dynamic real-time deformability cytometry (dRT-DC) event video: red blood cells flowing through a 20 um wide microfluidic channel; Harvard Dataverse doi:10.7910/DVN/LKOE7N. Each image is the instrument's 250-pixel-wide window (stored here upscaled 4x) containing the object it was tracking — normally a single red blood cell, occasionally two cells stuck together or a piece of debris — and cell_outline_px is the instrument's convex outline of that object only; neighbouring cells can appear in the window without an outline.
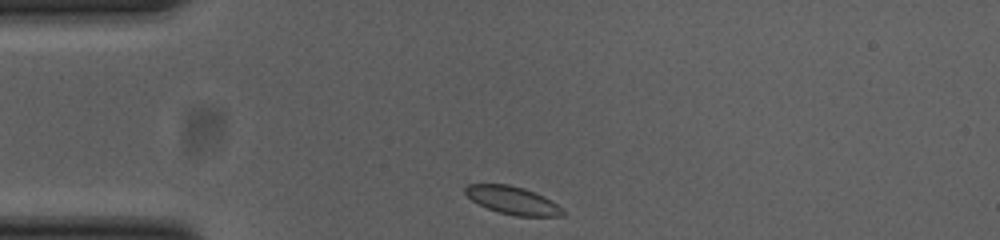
{"species": "common noctule bat (a hibernating species)", "species_latin": "Nyctalus noctula", "temperature_condition": "cold", "stored_images_in_passage": 33, "camera_frame_rate_fps": 3000, "um_per_image_px": 0.085, "animal": {"sex": "female", "body_mass_g": 23.0, "forearm_length_mm": 53.4}, "frame": {"image": 1, "passage_image": 1, "time_ms": 0.0, "image_size_px": [1000, 240], "cell_outline_px": [[564, 216], [516, 216], [500, 212], [488, 208], [472, 200], [464, 192], [464, 188], [468, 184], [508, 184], [524, 188], [544, 196], [552, 200], [564, 212]], "centroid_in_image_um": [43.57, 17.02], "position_along_channel_um": 41.4, "area_um2": 15.66}}
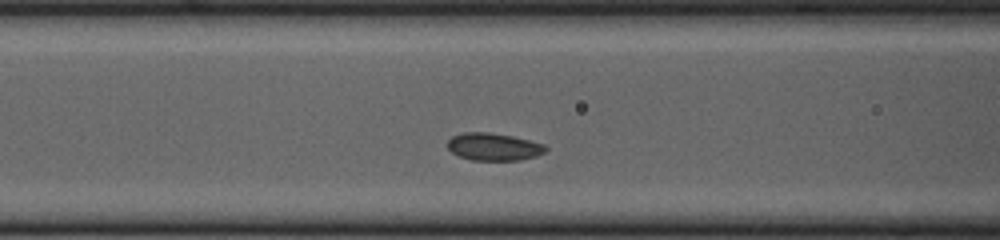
{"frame": {"image": 2, "passage_image": 10, "time_ms": 3.0, "image_size_px": [1000, 240], "cell_outline_px": [[548, 148], [544, 152], [536, 156], [520, 160], [472, 160], [460, 156], [452, 152], [448, 148], [448, 140], [452, 136], [464, 132], [488, 132], [512, 136], [544, 144]], "centroid_in_image_um": [41.96, 12.47], "position_along_channel_um": 124.6, "area_um2": 15.61}}
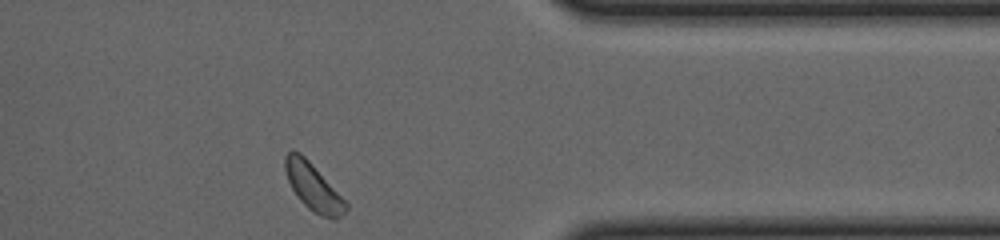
{"frame": {"image": 3, "passage_image": 33, "time_ms": 10.667, "image_size_px": [1000, 240], "cell_outline_px": [[348, 208], [336, 220], [332, 220], [320, 216], [312, 212], [300, 200], [292, 188], [288, 180], [284, 168], [284, 156], [288, 152], [300, 152], [312, 164], [348, 204]], "centroid_in_image_um": [26.62, 15.93], "position_along_channel_um": 384.8, "area_um2": 16.42}}